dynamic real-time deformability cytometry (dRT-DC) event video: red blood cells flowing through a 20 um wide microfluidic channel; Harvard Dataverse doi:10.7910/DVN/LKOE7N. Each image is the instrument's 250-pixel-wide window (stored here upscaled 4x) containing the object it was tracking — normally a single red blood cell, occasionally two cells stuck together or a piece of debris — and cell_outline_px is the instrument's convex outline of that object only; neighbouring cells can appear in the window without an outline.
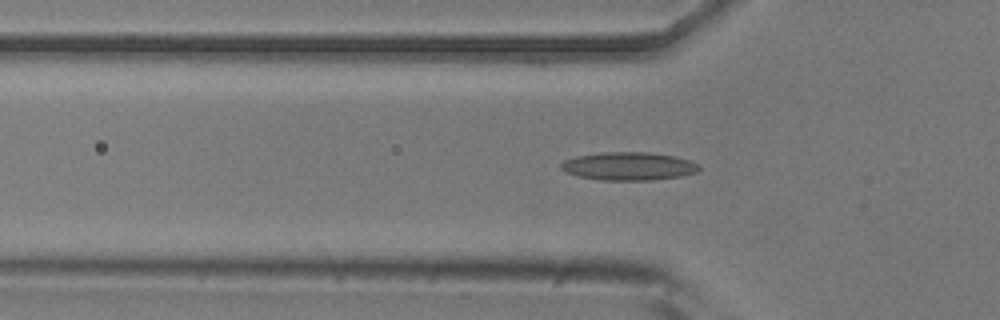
{"species": "common noctule bat (a hibernating species)", "species_latin": "Nyctalus noctula", "temperature_condition": "room temperature", "stored_images_in_passage": 46, "camera_frame_rate_fps": 3000, "um_per_image_px": 0.085, "animal": {"sex": "male", "body_mass_g": 20.5, "forearm_length_mm": 52.5}, "frame": {"image": 1, "passage_image": 17, "time_ms": 5.333, "image_size_px": [1000, 320], "cell_outline_px": [[700, 168], [696, 172], [680, 176], [652, 180], [604, 180], [580, 176], [564, 172], [560, 168], [560, 164], [564, 160], [576, 156], [600, 152], [648, 152], [676, 156], [692, 160], [700, 164]], "centroid_in_image_um": [53.45, 14.11], "position_along_channel_um": 72.3, "area_um2": 22.77}}
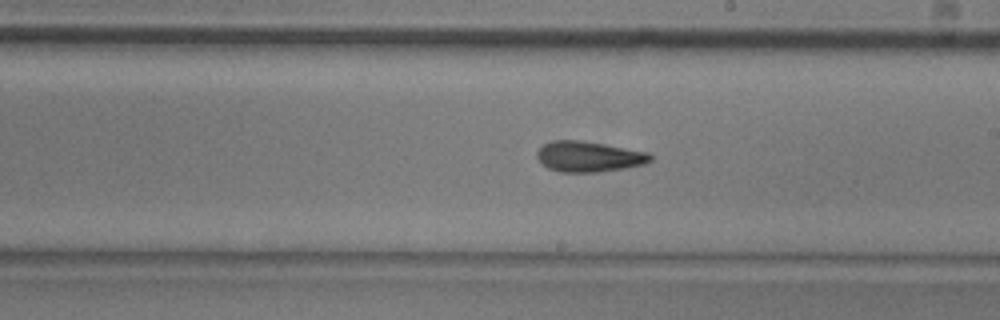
{"frame": {"image": 2, "passage_image": 30, "time_ms": 9.667, "image_size_px": [1000, 320], "cell_outline_px": [[652, 160], [644, 164], [624, 168], [600, 172], [560, 172], [548, 168], [540, 164], [536, 156], [536, 152], [544, 144], [552, 140], [580, 140], [604, 144], [648, 152], [652, 156]], "centroid_in_image_um": [50.01, 13.31], "position_along_channel_um": 239.0, "area_um2": 20.29}}
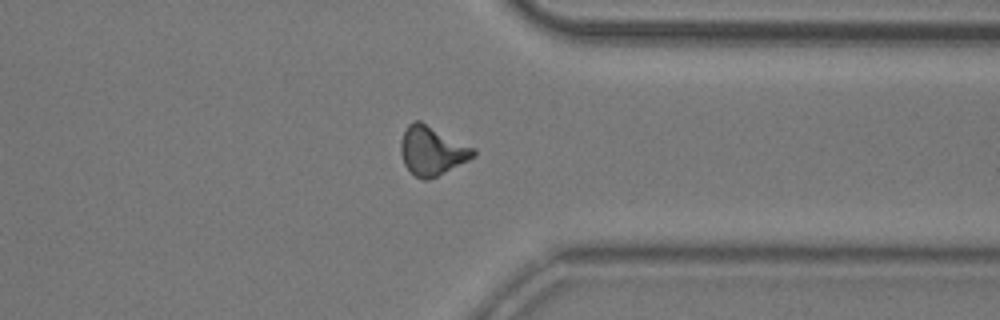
{"frame": {"image": 3, "passage_image": 41, "time_ms": 13.333, "image_size_px": [1000, 320], "cell_outline_px": [[476, 156], [428, 180], [424, 180], [416, 176], [404, 164], [400, 152], [400, 140], [408, 124], [416, 120], [420, 120], [476, 148]], "centroid_in_image_um": [36.72, 12.78], "position_along_channel_um": 374.7, "area_um2": 20.69}, "authors_computed_cell_mechanics": {"area_um2": 20.0855, "velocity_mm_per_s": 3.8148, "shape_relaxation_time_tau1_ms": null, "shape_relaxation_time_tau2_ms": 3.7189, "deformation_change_tau1": null, "deformation_change_tau2": 0.1301}}